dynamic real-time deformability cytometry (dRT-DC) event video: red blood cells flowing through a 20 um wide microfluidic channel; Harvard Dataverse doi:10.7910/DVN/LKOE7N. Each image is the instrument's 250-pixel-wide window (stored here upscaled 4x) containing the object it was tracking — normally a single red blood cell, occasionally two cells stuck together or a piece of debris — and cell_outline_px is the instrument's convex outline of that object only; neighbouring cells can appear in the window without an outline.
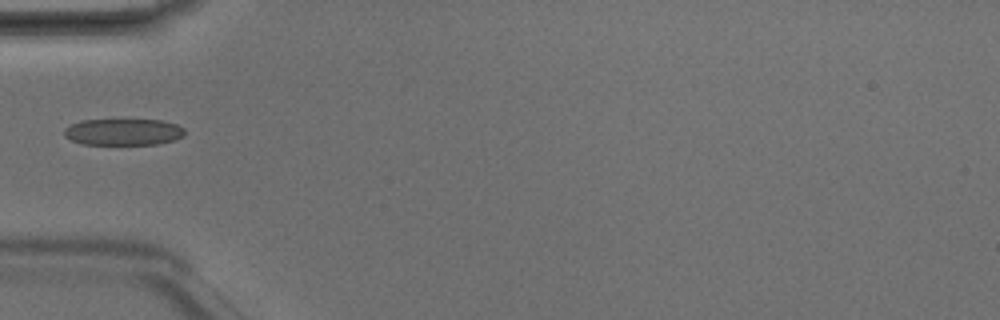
{"species": "Egyptian fruit bat (a non-hibernating species)", "species_latin": "Rousettus aegyptiacus", "temperature_condition": "room temperature", "stored_images_in_passage": 3, "camera_frame_rate_fps": 3000, "um_per_image_px": 0.085, "animal": {"sex": "male"}, "frame": {"image": 1, "passage_image": 1, "time_ms": 0.0, "image_size_px": [1000, 320], "cell_outline_px": [[184, 136], [176, 140], [156, 144], [84, 144], [72, 140], [64, 136], [64, 128], [80, 120], [160, 120], [176, 124], [184, 128]], "centroid_in_image_um": [10.49, 11.21], "position_along_channel_um": 74.5, "area_um2": 18.61}}